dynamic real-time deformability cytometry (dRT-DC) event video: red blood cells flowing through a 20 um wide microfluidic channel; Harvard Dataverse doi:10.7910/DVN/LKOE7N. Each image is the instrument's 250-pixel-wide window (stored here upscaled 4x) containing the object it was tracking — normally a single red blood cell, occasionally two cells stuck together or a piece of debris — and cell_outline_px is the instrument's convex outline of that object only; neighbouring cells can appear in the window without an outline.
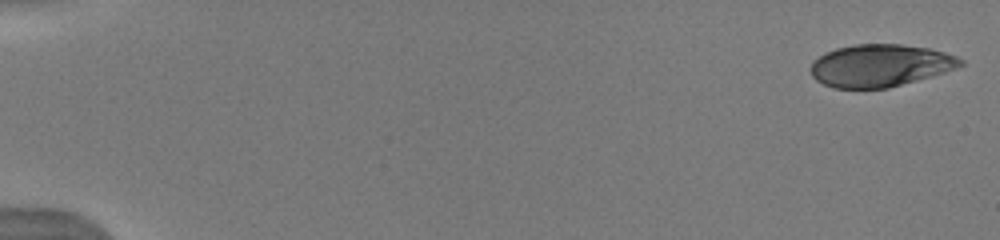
{"species": "human", "species_latin": "Homo sapiens", "temperature_condition": "warm", "stored_images_in_passage": 33, "camera_frame_rate_fps": 3000, "um_per_image_px": 0.085, "donor": {"sex": "male"}, "frame": {"image": 1, "passage_image": 1, "time_ms": 0.0, "image_size_px": [1000, 240], "cell_outline_px": [[964, 64], [956, 68], [944, 72], [888, 88], [832, 88], [816, 80], [812, 76], [812, 60], [824, 52], [836, 48], [852, 44], [900, 44], [928, 48], [944, 52], [956, 56], [964, 60]], "centroid_in_image_um": [74.79, 5.56], "position_along_channel_um": 10.2, "area_um2": 36.93}}
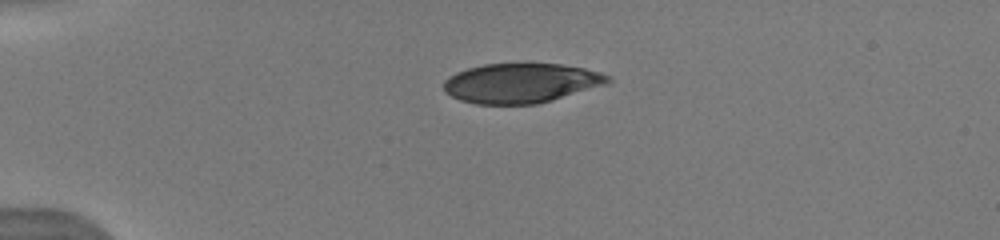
{"frame": {"image": 2, "passage_image": 17, "time_ms": 4.0, "image_size_px": [1000, 240], "cell_outline_px": [[612, 80], [608, 84], [552, 100], [536, 104], [476, 104], [460, 100], [444, 92], [444, 80], [456, 72], [468, 68], [484, 64], [524, 60], [560, 64], [584, 68], [600, 72], [608, 76]], "centroid_in_image_um": [44.29, 7.02], "position_along_channel_um": 40.7, "area_um2": 38.96}}